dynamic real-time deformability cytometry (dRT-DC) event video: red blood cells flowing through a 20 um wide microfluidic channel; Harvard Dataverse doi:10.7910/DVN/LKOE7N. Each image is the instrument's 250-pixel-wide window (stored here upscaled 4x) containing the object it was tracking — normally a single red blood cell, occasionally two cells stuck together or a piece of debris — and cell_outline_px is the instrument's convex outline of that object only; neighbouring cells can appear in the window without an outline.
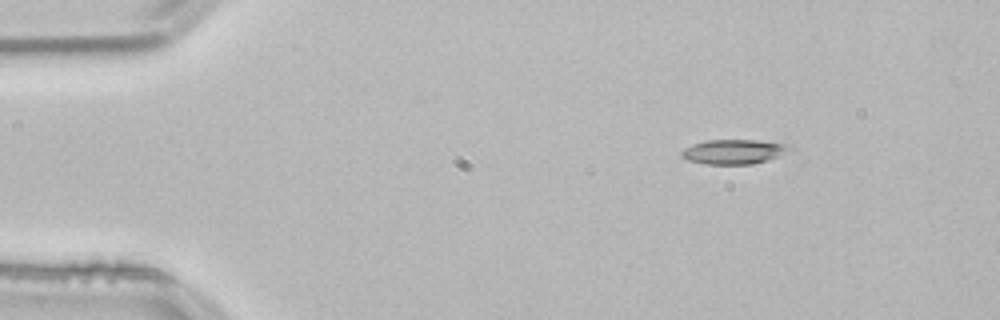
{"species": "common noctule bat (a hibernating species)", "species_latin": "Nyctalus noctula", "temperature_condition": "room temperature", "stored_images_in_passage": 8, "camera_frame_rate_fps": 3000, "um_per_image_px": 0.085, "animal": {"sex": "male", "body_mass_g": 21.5, "forearm_length_mm": 52.0}, "frame": {"image": 1, "passage_image": 1, "time_ms": 0.0, "image_size_px": [1000, 320], "cell_outline_px": [[796, 148], [768, 160], [752, 164], [704, 164], [688, 160], [680, 156], [680, 152], [684, 148], [692, 144], [704, 140], [756, 140], [792, 144]], "centroid_in_image_um": [62.4, 12.88], "position_along_channel_um": 22.6, "area_um2": 15.78}}